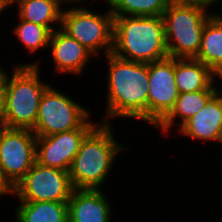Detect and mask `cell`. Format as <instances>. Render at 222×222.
Returning a JSON list of instances; mask_svg holds the SVG:
<instances>
[{
	"label": "cell",
	"mask_w": 222,
	"mask_h": 222,
	"mask_svg": "<svg viewBox=\"0 0 222 222\" xmlns=\"http://www.w3.org/2000/svg\"><path fill=\"white\" fill-rule=\"evenodd\" d=\"M112 54L140 63L169 57L163 17L114 16Z\"/></svg>",
	"instance_id": "4"
},
{
	"label": "cell",
	"mask_w": 222,
	"mask_h": 222,
	"mask_svg": "<svg viewBox=\"0 0 222 222\" xmlns=\"http://www.w3.org/2000/svg\"><path fill=\"white\" fill-rule=\"evenodd\" d=\"M36 137L31 129L0 127V165L13 186L36 162Z\"/></svg>",
	"instance_id": "9"
},
{
	"label": "cell",
	"mask_w": 222,
	"mask_h": 222,
	"mask_svg": "<svg viewBox=\"0 0 222 222\" xmlns=\"http://www.w3.org/2000/svg\"><path fill=\"white\" fill-rule=\"evenodd\" d=\"M6 198V196L10 198L14 197V186L10 183V181L5 177L2 167L0 165V198Z\"/></svg>",
	"instance_id": "23"
},
{
	"label": "cell",
	"mask_w": 222,
	"mask_h": 222,
	"mask_svg": "<svg viewBox=\"0 0 222 222\" xmlns=\"http://www.w3.org/2000/svg\"><path fill=\"white\" fill-rule=\"evenodd\" d=\"M50 85L40 101L35 127L37 137H45L72 129H93L99 122L94 121L92 111L84 107L75 97ZM93 119V120H92Z\"/></svg>",
	"instance_id": "6"
},
{
	"label": "cell",
	"mask_w": 222,
	"mask_h": 222,
	"mask_svg": "<svg viewBox=\"0 0 222 222\" xmlns=\"http://www.w3.org/2000/svg\"><path fill=\"white\" fill-rule=\"evenodd\" d=\"M114 127L99 122L82 140L68 171L74 189L103 190L120 153L132 150L119 143Z\"/></svg>",
	"instance_id": "2"
},
{
	"label": "cell",
	"mask_w": 222,
	"mask_h": 222,
	"mask_svg": "<svg viewBox=\"0 0 222 222\" xmlns=\"http://www.w3.org/2000/svg\"><path fill=\"white\" fill-rule=\"evenodd\" d=\"M32 61L11 64V73L6 70L3 76L7 128L32 130L35 127L43 92L50 83L42 79L44 78L41 76L42 59L39 57Z\"/></svg>",
	"instance_id": "3"
},
{
	"label": "cell",
	"mask_w": 222,
	"mask_h": 222,
	"mask_svg": "<svg viewBox=\"0 0 222 222\" xmlns=\"http://www.w3.org/2000/svg\"><path fill=\"white\" fill-rule=\"evenodd\" d=\"M213 13L200 5L172 0L162 15L169 57L196 58L205 23Z\"/></svg>",
	"instance_id": "5"
},
{
	"label": "cell",
	"mask_w": 222,
	"mask_h": 222,
	"mask_svg": "<svg viewBox=\"0 0 222 222\" xmlns=\"http://www.w3.org/2000/svg\"><path fill=\"white\" fill-rule=\"evenodd\" d=\"M73 190L68 171L35 162L14 186V199L68 202Z\"/></svg>",
	"instance_id": "8"
},
{
	"label": "cell",
	"mask_w": 222,
	"mask_h": 222,
	"mask_svg": "<svg viewBox=\"0 0 222 222\" xmlns=\"http://www.w3.org/2000/svg\"><path fill=\"white\" fill-rule=\"evenodd\" d=\"M15 222H68V202L18 201Z\"/></svg>",
	"instance_id": "19"
},
{
	"label": "cell",
	"mask_w": 222,
	"mask_h": 222,
	"mask_svg": "<svg viewBox=\"0 0 222 222\" xmlns=\"http://www.w3.org/2000/svg\"><path fill=\"white\" fill-rule=\"evenodd\" d=\"M216 74L195 58H175V80L180 93L216 90Z\"/></svg>",
	"instance_id": "16"
},
{
	"label": "cell",
	"mask_w": 222,
	"mask_h": 222,
	"mask_svg": "<svg viewBox=\"0 0 222 222\" xmlns=\"http://www.w3.org/2000/svg\"><path fill=\"white\" fill-rule=\"evenodd\" d=\"M218 80L221 82H219ZM215 86H216V93L222 99V74H217L215 76Z\"/></svg>",
	"instance_id": "26"
},
{
	"label": "cell",
	"mask_w": 222,
	"mask_h": 222,
	"mask_svg": "<svg viewBox=\"0 0 222 222\" xmlns=\"http://www.w3.org/2000/svg\"><path fill=\"white\" fill-rule=\"evenodd\" d=\"M215 94L216 90H199L191 93H180L174 107L154 127L156 132L159 130L160 133H162L161 135H164L163 137H171V131H173L174 128V132H176L186 121L200 112Z\"/></svg>",
	"instance_id": "15"
},
{
	"label": "cell",
	"mask_w": 222,
	"mask_h": 222,
	"mask_svg": "<svg viewBox=\"0 0 222 222\" xmlns=\"http://www.w3.org/2000/svg\"><path fill=\"white\" fill-rule=\"evenodd\" d=\"M5 87L3 79L0 81V127H5Z\"/></svg>",
	"instance_id": "24"
},
{
	"label": "cell",
	"mask_w": 222,
	"mask_h": 222,
	"mask_svg": "<svg viewBox=\"0 0 222 222\" xmlns=\"http://www.w3.org/2000/svg\"><path fill=\"white\" fill-rule=\"evenodd\" d=\"M108 10H93L91 7L63 9L61 29L87 48L95 59L112 53L114 16ZM103 54V56H102Z\"/></svg>",
	"instance_id": "7"
},
{
	"label": "cell",
	"mask_w": 222,
	"mask_h": 222,
	"mask_svg": "<svg viewBox=\"0 0 222 222\" xmlns=\"http://www.w3.org/2000/svg\"><path fill=\"white\" fill-rule=\"evenodd\" d=\"M18 23L13 25L12 33L17 41L22 44L23 49L30 55H34L41 50L48 51L49 40L51 36V31L42 25H37L33 22L24 21L19 17Z\"/></svg>",
	"instance_id": "20"
},
{
	"label": "cell",
	"mask_w": 222,
	"mask_h": 222,
	"mask_svg": "<svg viewBox=\"0 0 222 222\" xmlns=\"http://www.w3.org/2000/svg\"><path fill=\"white\" fill-rule=\"evenodd\" d=\"M172 0H108L113 16H162Z\"/></svg>",
	"instance_id": "21"
},
{
	"label": "cell",
	"mask_w": 222,
	"mask_h": 222,
	"mask_svg": "<svg viewBox=\"0 0 222 222\" xmlns=\"http://www.w3.org/2000/svg\"><path fill=\"white\" fill-rule=\"evenodd\" d=\"M102 58L108 71L105 73L106 105L99 122L113 124L115 118H127L148 124V63L127 61L112 53Z\"/></svg>",
	"instance_id": "1"
},
{
	"label": "cell",
	"mask_w": 222,
	"mask_h": 222,
	"mask_svg": "<svg viewBox=\"0 0 222 222\" xmlns=\"http://www.w3.org/2000/svg\"><path fill=\"white\" fill-rule=\"evenodd\" d=\"M103 190L74 189L68 201V222H113V204Z\"/></svg>",
	"instance_id": "14"
},
{
	"label": "cell",
	"mask_w": 222,
	"mask_h": 222,
	"mask_svg": "<svg viewBox=\"0 0 222 222\" xmlns=\"http://www.w3.org/2000/svg\"><path fill=\"white\" fill-rule=\"evenodd\" d=\"M48 50L50 51H48L47 56L51 52V58L49 59H53L51 62L54 66L51 67L54 70L52 69V71L58 76L60 74H70L72 76L84 74L87 66L92 64L90 62L95 57L87 48L61 28L51 33Z\"/></svg>",
	"instance_id": "12"
},
{
	"label": "cell",
	"mask_w": 222,
	"mask_h": 222,
	"mask_svg": "<svg viewBox=\"0 0 222 222\" xmlns=\"http://www.w3.org/2000/svg\"><path fill=\"white\" fill-rule=\"evenodd\" d=\"M184 3H192L195 5H200L203 7H206L207 9L213 11V7L215 8V6L217 7L216 4L219 5V3H222L221 0H178Z\"/></svg>",
	"instance_id": "25"
},
{
	"label": "cell",
	"mask_w": 222,
	"mask_h": 222,
	"mask_svg": "<svg viewBox=\"0 0 222 222\" xmlns=\"http://www.w3.org/2000/svg\"><path fill=\"white\" fill-rule=\"evenodd\" d=\"M10 8L20 19L47 27L51 32L61 27L63 8L57 0H16Z\"/></svg>",
	"instance_id": "17"
},
{
	"label": "cell",
	"mask_w": 222,
	"mask_h": 222,
	"mask_svg": "<svg viewBox=\"0 0 222 222\" xmlns=\"http://www.w3.org/2000/svg\"><path fill=\"white\" fill-rule=\"evenodd\" d=\"M91 130L72 129L54 135L36 137V162L69 171L82 140Z\"/></svg>",
	"instance_id": "11"
},
{
	"label": "cell",
	"mask_w": 222,
	"mask_h": 222,
	"mask_svg": "<svg viewBox=\"0 0 222 222\" xmlns=\"http://www.w3.org/2000/svg\"><path fill=\"white\" fill-rule=\"evenodd\" d=\"M10 8V6L4 1V0H0V16L1 17H3V13L5 12V11H7V10H11L12 11V9H9Z\"/></svg>",
	"instance_id": "27"
},
{
	"label": "cell",
	"mask_w": 222,
	"mask_h": 222,
	"mask_svg": "<svg viewBox=\"0 0 222 222\" xmlns=\"http://www.w3.org/2000/svg\"><path fill=\"white\" fill-rule=\"evenodd\" d=\"M1 65L3 66V64H1V62H0V81L3 79V76L5 74V70H7V69H4Z\"/></svg>",
	"instance_id": "28"
},
{
	"label": "cell",
	"mask_w": 222,
	"mask_h": 222,
	"mask_svg": "<svg viewBox=\"0 0 222 222\" xmlns=\"http://www.w3.org/2000/svg\"><path fill=\"white\" fill-rule=\"evenodd\" d=\"M148 126L155 127L174 107L179 96L175 80V58L148 63Z\"/></svg>",
	"instance_id": "10"
},
{
	"label": "cell",
	"mask_w": 222,
	"mask_h": 222,
	"mask_svg": "<svg viewBox=\"0 0 222 222\" xmlns=\"http://www.w3.org/2000/svg\"><path fill=\"white\" fill-rule=\"evenodd\" d=\"M9 6H11L16 0H4Z\"/></svg>",
	"instance_id": "29"
},
{
	"label": "cell",
	"mask_w": 222,
	"mask_h": 222,
	"mask_svg": "<svg viewBox=\"0 0 222 222\" xmlns=\"http://www.w3.org/2000/svg\"><path fill=\"white\" fill-rule=\"evenodd\" d=\"M57 1L63 9H67V8H71V7L72 8L92 7V5L95 3L94 2L95 0H57ZM100 1H102V0H99V3H100ZM87 2H89L91 4V6H89L90 4ZM96 2H98V0ZM103 3L108 4V0H103L102 4ZM87 4H88V6H87Z\"/></svg>",
	"instance_id": "22"
},
{
	"label": "cell",
	"mask_w": 222,
	"mask_h": 222,
	"mask_svg": "<svg viewBox=\"0 0 222 222\" xmlns=\"http://www.w3.org/2000/svg\"><path fill=\"white\" fill-rule=\"evenodd\" d=\"M172 134H180V137L203 142L201 145L211 142L213 145L215 143L222 146V99L216 93L200 112Z\"/></svg>",
	"instance_id": "13"
},
{
	"label": "cell",
	"mask_w": 222,
	"mask_h": 222,
	"mask_svg": "<svg viewBox=\"0 0 222 222\" xmlns=\"http://www.w3.org/2000/svg\"><path fill=\"white\" fill-rule=\"evenodd\" d=\"M208 66L216 75L222 74V13L216 11L205 23L201 47L195 58Z\"/></svg>",
	"instance_id": "18"
}]
</instances>
